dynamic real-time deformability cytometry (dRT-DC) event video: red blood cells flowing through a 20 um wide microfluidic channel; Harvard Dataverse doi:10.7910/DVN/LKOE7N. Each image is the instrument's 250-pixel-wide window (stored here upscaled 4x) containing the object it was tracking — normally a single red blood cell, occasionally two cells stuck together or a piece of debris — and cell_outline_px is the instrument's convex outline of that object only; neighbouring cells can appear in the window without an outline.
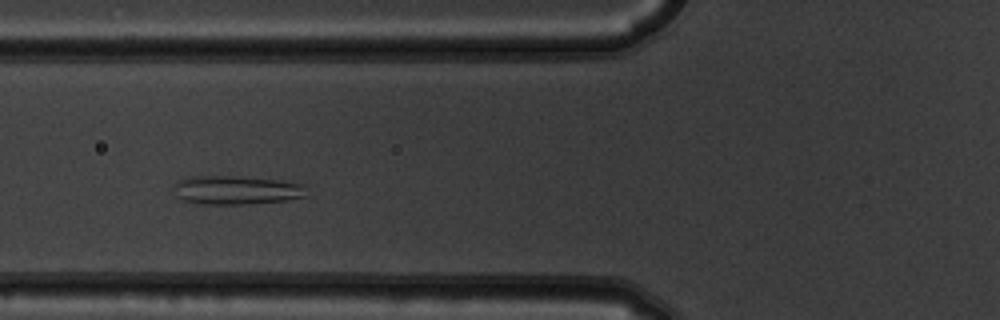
{"species": "common noctule bat (a hibernating species)", "species_latin": "Nyctalus noctula", "temperature_condition": "warm", "stored_images_in_passage": 8, "camera_frame_rate_fps": 3000, "um_per_image_px": 0.085, "animal": {"sex": "male", "body_mass_g": 19.5, "forearm_length_mm": 54.6}, "frame": {"image": 1, "passage_image": 3, "time_ms": 0.667, "image_size_px": [1000, 320], "cell_outline_px": [[308, 196], [284, 200], [248, 204], [204, 204], [184, 200], [176, 196], [172, 184], [180, 180], [196, 176], [232, 176], [276, 180], [308, 184]], "centroid_in_image_um": [20.14, 16.16], "position_along_channel_um": 105.7, "area_um2": 22.31}}
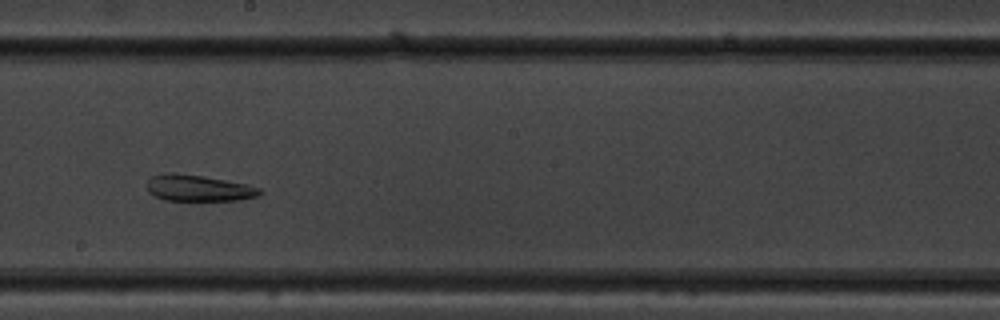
{"frame": {"image": 2, "passage_image": 6, "time_ms": 1.667, "image_size_px": [1000, 320], "cell_outline_px": [[264, 192], [256, 196], [240, 200], [164, 200], [148, 192], [148, 180], [152, 176], [168, 172], [176, 172], [204, 176], [248, 184], [260, 188]], "centroid_in_image_um": [16.89, 15.97], "position_along_channel_um": 231.3, "area_um2": 17.34}}